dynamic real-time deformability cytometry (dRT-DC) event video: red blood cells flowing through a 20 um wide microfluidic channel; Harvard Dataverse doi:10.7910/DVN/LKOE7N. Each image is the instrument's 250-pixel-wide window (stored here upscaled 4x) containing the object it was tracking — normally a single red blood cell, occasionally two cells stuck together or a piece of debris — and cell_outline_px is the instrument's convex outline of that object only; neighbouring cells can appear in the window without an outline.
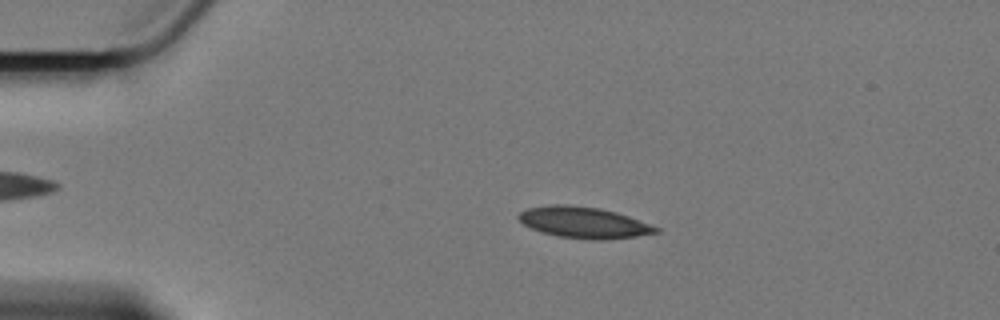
{"species": "Egyptian fruit bat (a non-hibernating species)", "species_latin": "Rousettus aegyptiacus", "temperature_condition": "cold", "stored_images_in_passage": 52, "camera_frame_rate_fps": 3000, "um_per_image_px": 0.085, "animal": {"sex": "female"}, "frame": {"image": 1, "passage_image": 6, "time_ms": 1.667, "image_size_px": [1000, 320], "cell_outline_px": [[660, 232], [636, 236], [600, 240], [588, 240], [556, 236], [540, 232], [524, 224], [516, 216], [520, 212], [528, 208], [548, 204], [568, 204], [600, 208], [616, 212], [628, 216], [660, 228]], "centroid_in_image_um": [49.59, 18.91], "position_along_channel_um": 35.4, "area_um2": 25.09}}
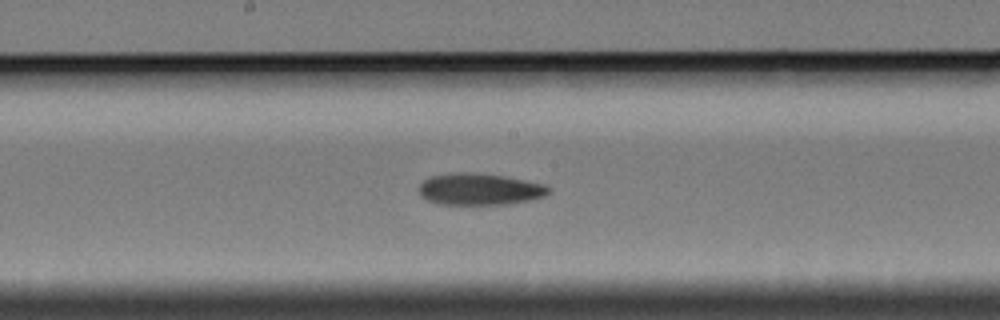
{"frame": {"image": 2, "passage_image": 25, "time_ms": 8.0, "image_size_px": [1000, 320], "cell_outline_px": [[552, 188], [544, 196], [528, 200], [508, 204], [436, 204], [420, 196], [416, 188], [424, 180], [432, 176], [456, 172], [472, 172], [504, 176], [544, 184]], "centroid_in_image_um": [40.72, 16.08], "position_along_channel_um": 207.5, "area_um2": 23.99}}
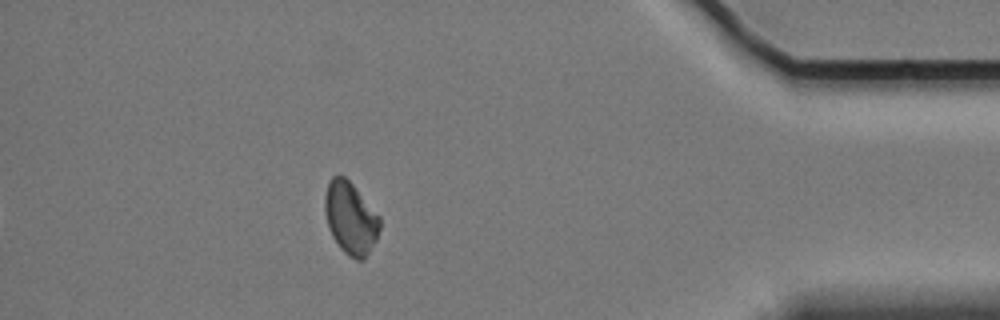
{"frame": {"image": 3, "passage_image": 46, "time_ms": 15.0, "image_size_px": [1000, 320], "cell_outline_px": [[380, 228], [376, 240], [364, 260], [356, 260], [348, 256], [340, 248], [332, 236], [328, 228], [324, 212], [324, 196], [328, 180], [332, 176], [344, 176], [352, 184], [380, 216]], "centroid_in_image_um": [29.78, 18.55], "position_along_channel_um": 405.4, "area_um2": 23.29}, "authors_computed_cell_mechanics": {"area_um2": 23.9003, "velocity_mm_per_s": 3.3972, "shape_relaxation_time_tau1_ms": 3.9302, "shape_relaxation_time_tau2_ms": null, "deformation_change_tau1": 0.0871, "deformation_change_tau2": null}}